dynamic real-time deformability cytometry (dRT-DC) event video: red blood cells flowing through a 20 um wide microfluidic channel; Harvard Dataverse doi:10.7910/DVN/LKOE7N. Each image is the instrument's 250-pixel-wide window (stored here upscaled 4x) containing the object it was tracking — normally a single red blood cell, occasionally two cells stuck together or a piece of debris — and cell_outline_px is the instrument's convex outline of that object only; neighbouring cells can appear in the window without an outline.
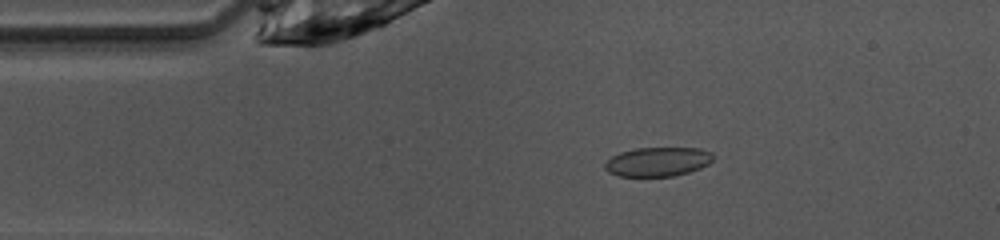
{"species": "common noctule bat (a hibernating species)", "species_latin": "Nyctalus noctula", "temperature_condition": "warm", "stored_images_in_passage": 13, "camera_frame_rate_fps": 3000, "um_per_image_px": 0.085, "animal": {"sex": "female", "body_mass_g": 10.0, "forearm_length_mm": 53.1}, "frame": {"image": 1, "passage_image": 8, "time_ms": 2.333, "image_size_px": [1000, 240], "cell_outline_px": [[716, 156], [708, 164], [700, 168], [688, 172], [672, 176], [616, 176], [608, 172], [604, 168], [604, 164], [612, 156], [620, 152], [636, 148], [700, 148], [712, 152]], "centroid_in_image_um": [55.92, 13.74], "position_along_channel_um": 29.1, "area_um2": 18.5}}